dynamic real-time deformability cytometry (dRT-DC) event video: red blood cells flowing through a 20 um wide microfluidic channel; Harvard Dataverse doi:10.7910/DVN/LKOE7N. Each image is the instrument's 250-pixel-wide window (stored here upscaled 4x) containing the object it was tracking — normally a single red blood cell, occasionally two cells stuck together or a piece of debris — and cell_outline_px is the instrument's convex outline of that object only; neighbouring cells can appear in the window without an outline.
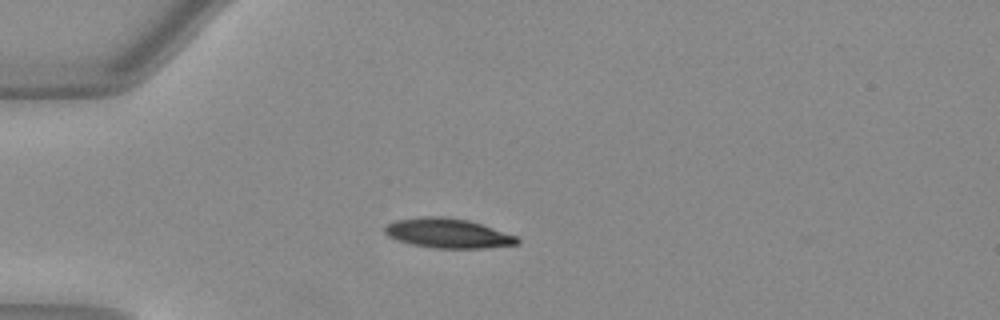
{"species": "Egyptian fruit bat (a non-hibernating species)", "species_latin": "Rousettus aegyptiacus", "temperature_condition": "warm", "stored_images_in_passage": 38, "camera_frame_rate_fps": 3000, "um_per_image_px": 0.085, "animal": {"sex": "female"}, "frame": {"image": 1, "passage_image": 1, "time_ms": 0.0, "image_size_px": [1000, 320], "cell_outline_px": [[520, 244], [484, 248], [436, 248], [412, 244], [396, 240], [388, 236], [384, 232], [384, 224], [396, 220], [420, 216], [444, 216], [468, 220], [516, 236], [520, 240]], "centroid_in_image_um": [38.02, 19.82], "position_along_channel_um": 47.0, "area_um2": 22.89}}
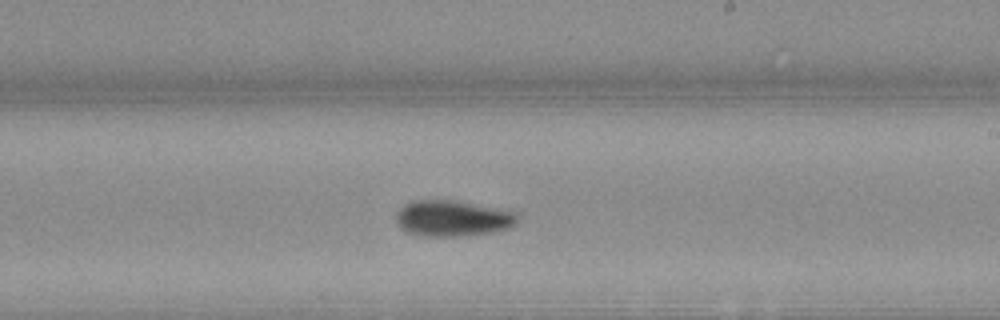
{"frame": {"image": 2, "passage_image": 18, "time_ms": 5.667, "image_size_px": [1000, 320], "cell_outline_px": [[516, 224], [508, 228], [488, 232], [452, 236], [420, 236], [408, 232], [400, 228], [396, 224], [396, 212], [404, 204], [412, 200], [460, 200], [516, 212]], "centroid_in_image_um": [38.41, 18.53], "position_along_channel_um": 250.6, "area_um2": 25.43}}
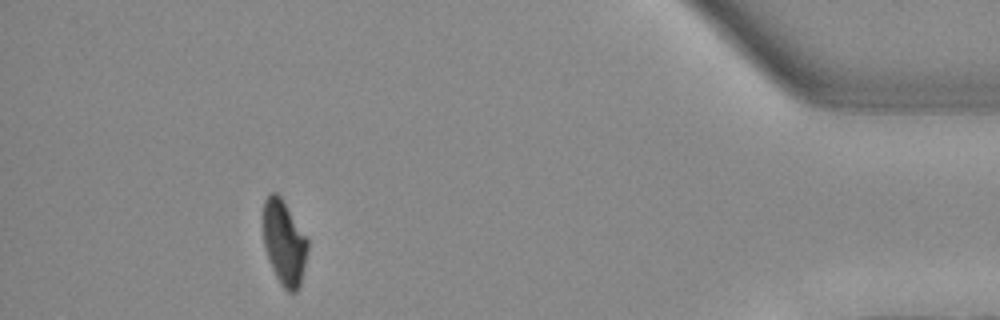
{"frame": {"image": 3, "passage_image": 34, "time_ms": 11.0, "image_size_px": [1000, 320], "cell_outline_px": [[308, 248], [304, 268], [300, 284], [296, 292], [288, 292], [280, 284], [272, 268], [264, 244], [264, 200], [272, 192], [276, 192], [280, 196], [308, 240]], "centroid_in_image_um": [24.16, 20.65], "position_along_channel_um": 411.0, "area_um2": 21.44}, "authors_computed_cell_mechanics": {"area_um2": 23.8136, "velocity_mm_per_s": 4.012, "shape_relaxation_time_tau1_ms": 3.3715, "shape_relaxation_time_tau2_ms": null, "deformation_change_tau1": 0.1912, "deformation_change_tau2": null}}